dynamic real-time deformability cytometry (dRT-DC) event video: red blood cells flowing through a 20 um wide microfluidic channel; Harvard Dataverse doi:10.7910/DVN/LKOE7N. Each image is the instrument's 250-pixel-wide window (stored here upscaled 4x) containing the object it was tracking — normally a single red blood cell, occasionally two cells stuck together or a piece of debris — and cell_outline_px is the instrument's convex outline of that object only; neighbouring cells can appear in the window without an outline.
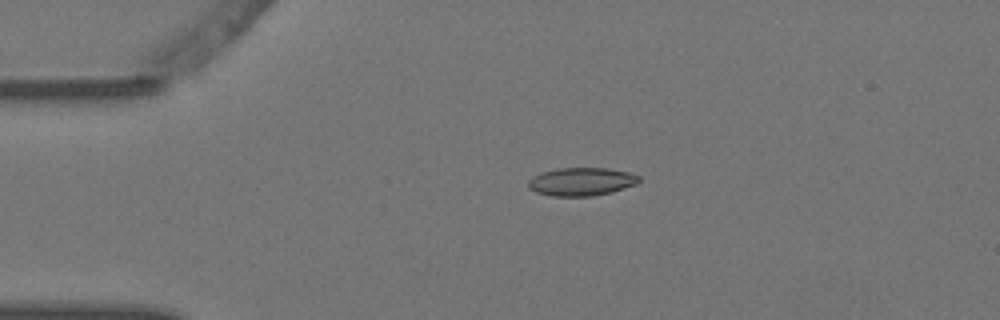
{"species": "Egyptian fruit bat (a non-hibernating species)", "species_latin": "Rousettus aegyptiacus", "temperature_condition": "warm", "stored_images_in_passage": 4, "camera_frame_rate_fps": 3000, "um_per_image_px": 0.085, "animal": {"sex": "female"}, "frame": {"image": 1, "passage_image": 3, "time_ms": 0.667, "image_size_px": [1000, 320], "cell_outline_px": [[640, 180], [636, 184], [612, 192], [592, 196], [552, 196], [536, 192], [528, 188], [528, 180], [532, 176], [556, 168], [608, 168], [628, 172], [640, 176]], "centroid_in_image_um": [49.41, 15.44], "position_along_channel_um": 35.6, "area_um2": 18.21}}